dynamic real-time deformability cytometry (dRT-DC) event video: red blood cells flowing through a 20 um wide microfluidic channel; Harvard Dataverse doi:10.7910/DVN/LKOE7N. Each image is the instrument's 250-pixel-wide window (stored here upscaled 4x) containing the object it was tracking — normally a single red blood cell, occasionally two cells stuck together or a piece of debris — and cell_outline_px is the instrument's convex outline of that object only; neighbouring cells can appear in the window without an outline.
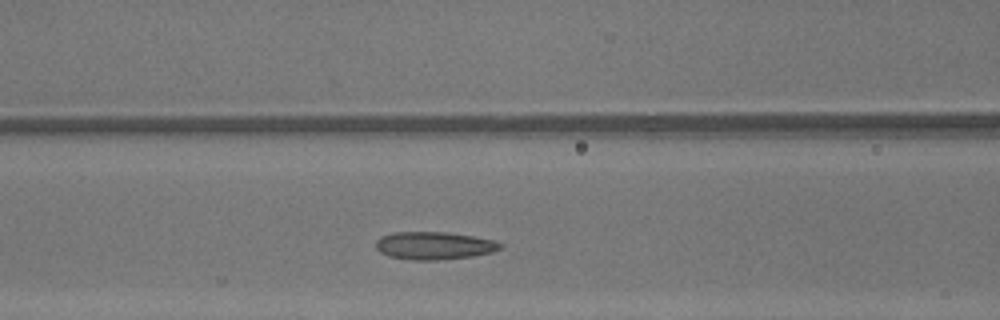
{"species": "common noctule bat (a hibernating species)", "species_latin": "Nyctalus noctula", "temperature_condition": "warm", "stored_images_in_passage": 30, "camera_frame_rate_fps": 3000, "um_per_image_px": 0.085, "animal": {"sex": "male", "body_mass_g": 13.3}, "frame": {"image": 1, "passage_image": 12, "time_ms": 3.667, "image_size_px": [1000, 320], "cell_outline_px": [[504, 248], [492, 252], [472, 256], [444, 260], [412, 260], [388, 256], [380, 252], [376, 248], [376, 240], [380, 236], [396, 232], [444, 232], [472, 236], [496, 240], [504, 244]], "centroid_in_image_um": [36.93, 20.88], "position_along_channel_um": 129.7, "area_um2": 20.35}}
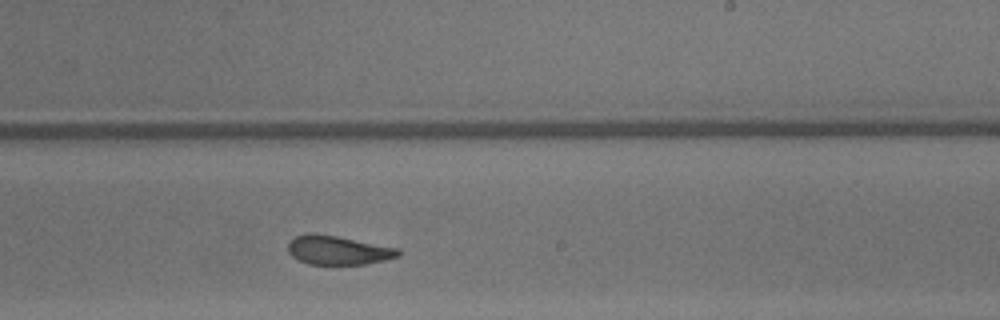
{"frame": {"image": 2, "passage_image": 21, "time_ms": 6.667, "image_size_px": [1000, 320], "cell_outline_px": [[400, 256], [388, 260], [364, 264], [308, 264], [292, 256], [288, 252], [288, 244], [296, 236], [308, 232], [312, 232], [336, 236], [400, 248]], "centroid_in_image_um": [28.76, 21.26], "position_along_channel_um": 260.2, "area_um2": 18.67}}
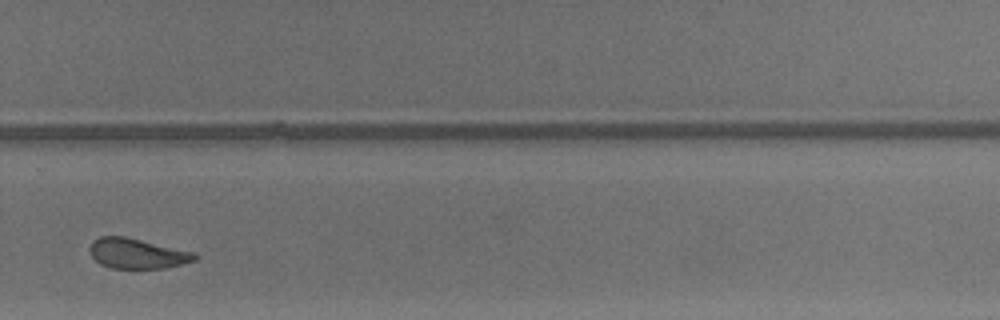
{"frame": {"image": 3, "passage_image": 25, "time_ms": 8.0, "image_size_px": [1000, 320], "cell_outline_px": [[200, 256], [196, 260], [164, 268], [108, 268], [100, 264], [88, 252], [88, 248], [92, 240], [100, 236], [124, 236], [196, 252]], "centroid_in_image_um": [11.64, 21.54], "position_along_channel_um": 318.2, "area_um2": 18.67}, "authors_computed_cell_mechanics": {"area_um2": 19.7676, "velocity_mm_per_s": 4.3536, "shape_relaxation_time_tau1_ms": 3.5833, "shape_relaxation_time_tau2_ms": 1.5235, "deformation_change_tau1": 0.1404, "deformation_change_tau2": 0.0998}}